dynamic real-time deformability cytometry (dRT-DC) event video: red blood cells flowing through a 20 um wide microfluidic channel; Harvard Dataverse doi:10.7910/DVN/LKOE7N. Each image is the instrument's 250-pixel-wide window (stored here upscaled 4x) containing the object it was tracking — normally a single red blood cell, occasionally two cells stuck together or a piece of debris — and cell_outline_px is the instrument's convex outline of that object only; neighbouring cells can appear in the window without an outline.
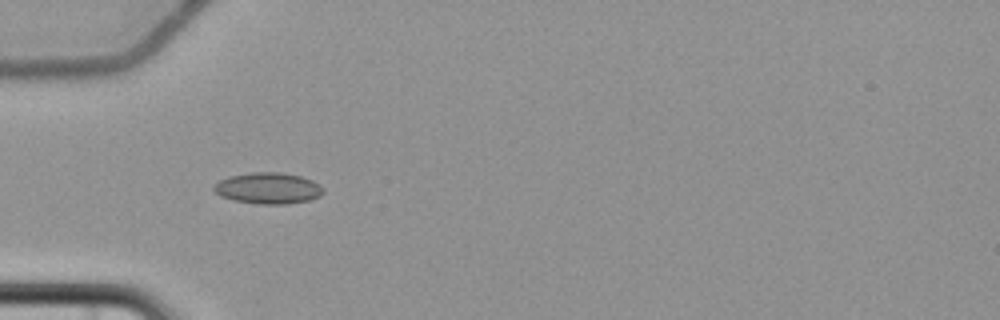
{"species": "common noctule bat (a hibernating species)", "species_latin": "Nyctalus noctula", "temperature_condition": "cold", "stored_images_in_passage": 3, "camera_frame_rate_fps": 3000, "um_per_image_px": 0.085, "animal": {"sex": "female", "body_mass_g": 22.7, "forearm_length_mm": 54.2}, "frame": {"image": 1, "passage_image": 2, "time_ms": 1.333, "image_size_px": [1000, 320], "cell_outline_px": [[324, 192], [320, 196], [308, 200], [288, 204], [256, 204], [232, 200], [220, 196], [212, 188], [220, 180], [228, 176], [252, 172], [280, 172], [300, 176], [312, 180], [320, 184], [324, 188]], "centroid_in_image_um": [22.8, 16.0], "position_along_channel_um": 62.2, "area_um2": 20.06}}
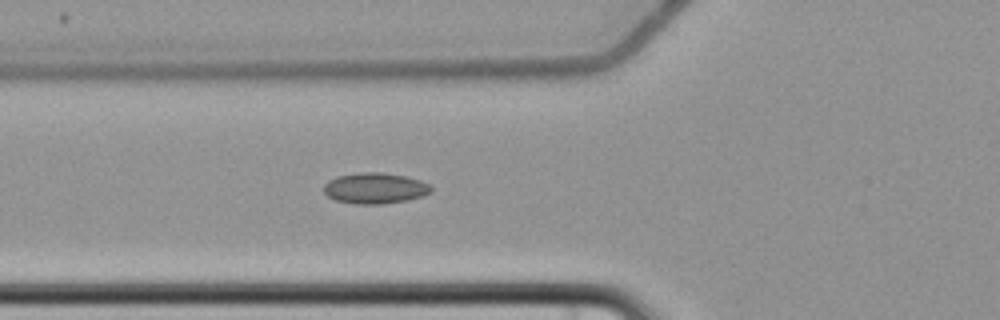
{"frame": {"image": 2, "passage_image": 3, "time_ms": 2.333, "image_size_px": [1000, 320], "cell_outline_px": [[432, 192], [420, 196], [404, 200], [384, 204], [356, 204], [336, 200], [328, 196], [324, 192], [324, 184], [328, 180], [336, 176], [360, 172], [380, 172], [404, 176], [420, 180], [428, 184], [432, 188]], "centroid_in_image_um": [31.84, 15.99], "position_along_channel_um": 94.0, "area_um2": 19.19}}